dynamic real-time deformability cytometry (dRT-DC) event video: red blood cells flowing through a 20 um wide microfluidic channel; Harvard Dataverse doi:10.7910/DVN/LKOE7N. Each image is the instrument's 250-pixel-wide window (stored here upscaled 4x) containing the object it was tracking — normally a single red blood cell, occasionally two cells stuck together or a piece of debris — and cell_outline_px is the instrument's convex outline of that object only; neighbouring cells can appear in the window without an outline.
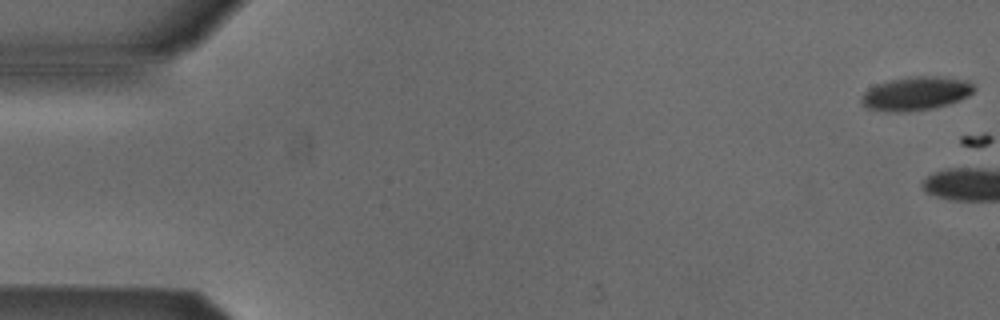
{"species": "Egyptian fruit bat (a non-hibernating species)", "species_latin": "Rousettus aegyptiacus", "temperature_condition": "cold", "stored_images_in_passage": 7, "camera_frame_rate_fps": 3000, "um_per_image_px": 0.085, "animal": {"sex": "male"}, "frame": {"image": 1, "passage_image": 1, "time_ms": 0.0, "image_size_px": [1000, 320], "cell_outline_px": [[976, 88], [968, 96], [960, 100], [948, 104], [932, 108], [904, 112], [884, 112], [868, 108], [860, 100], [860, 96], [868, 88], [892, 80], [908, 76], [940, 76], [968, 80]], "centroid_in_image_um": [77.86, 7.95], "position_along_channel_um": 7.1, "area_um2": 22.14}}
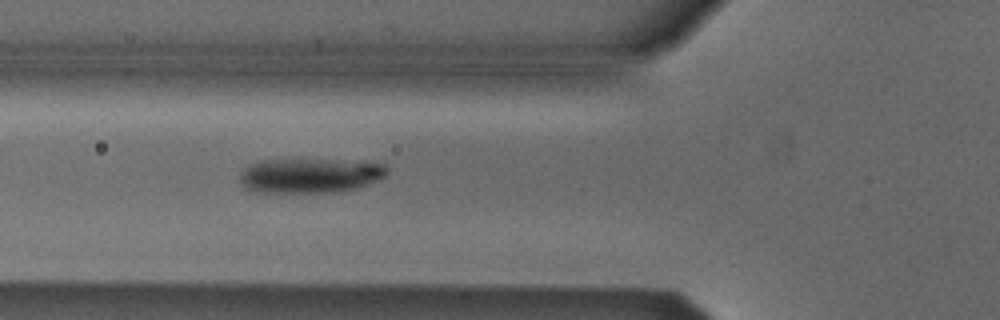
{"frame": {"image": 2, "passage_image": 7, "time_ms": 7.0, "image_size_px": [1000, 320], "cell_outline_px": [[388, 172], [384, 176], [376, 180], [356, 188], [332, 192], [256, 192], [244, 188], [240, 180], [240, 172], [244, 168], [260, 160], [332, 160], [384, 164], [388, 168]], "centroid_in_image_um": [26.29, 14.92], "position_along_channel_um": 99.5, "area_um2": 29.3}}